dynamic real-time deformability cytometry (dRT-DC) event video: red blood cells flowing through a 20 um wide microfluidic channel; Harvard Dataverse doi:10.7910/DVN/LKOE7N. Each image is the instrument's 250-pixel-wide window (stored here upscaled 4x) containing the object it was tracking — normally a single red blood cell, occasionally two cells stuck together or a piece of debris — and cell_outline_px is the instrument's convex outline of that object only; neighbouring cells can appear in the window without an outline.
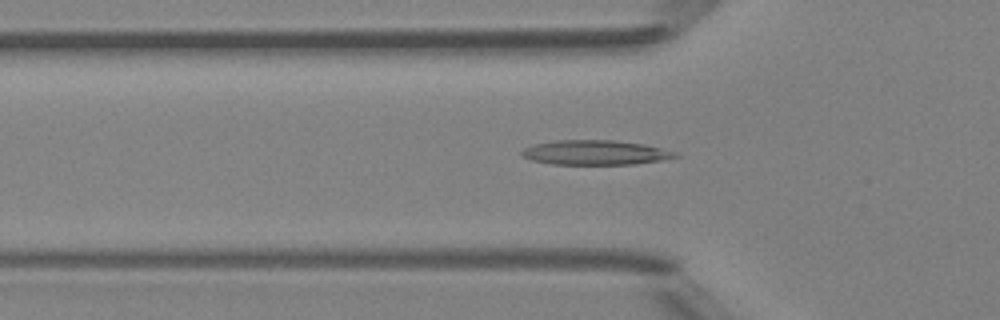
{"species": "Egyptian fruit bat (a non-hibernating species)", "species_latin": "Rousettus aegyptiacus", "temperature_condition": "room temperature", "stored_images_in_passage": 50, "camera_frame_rate_fps": 3000, "um_per_image_px": 0.085, "animal": {"sex": "female"}, "frame": {"image": 1, "passage_image": 17, "time_ms": 5.333, "image_size_px": [1000, 320], "cell_outline_px": [[680, 156], [660, 160], [636, 164], [552, 164], [532, 160], [520, 156], [520, 152], [524, 148], [536, 144], [556, 140], [612, 140], [644, 144], [676, 152]], "centroid_in_image_um": [50.57, 12.97], "position_along_channel_um": 75.2, "area_um2": 21.91}}
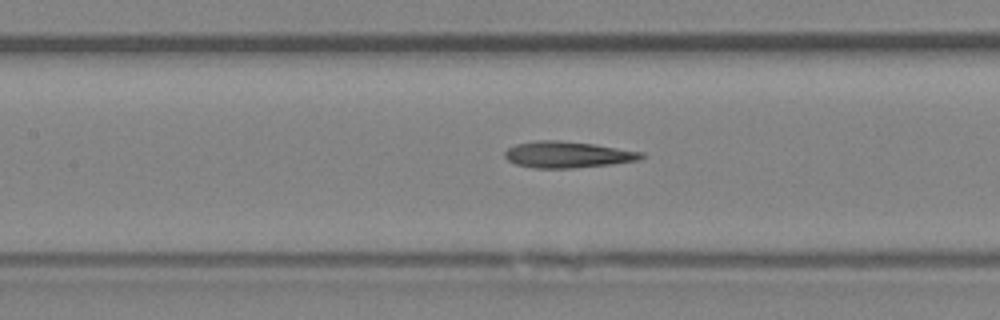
{"frame": {"image": 2, "passage_image": 23, "time_ms": 7.333, "image_size_px": [1000, 320], "cell_outline_px": [[644, 156], [640, 160], [612, 164], [572, 168], [532, 168], [516, 164], [508, 160], [504, 156], [504, 152], [508, 148], [516, 144], [536, 140], [560, 140], [592, 144], [644, 152]], "centroid_in_image_um": [48.23, 13.14], "position_along_channel_um": 159.2, "area_um2": 20.98}}
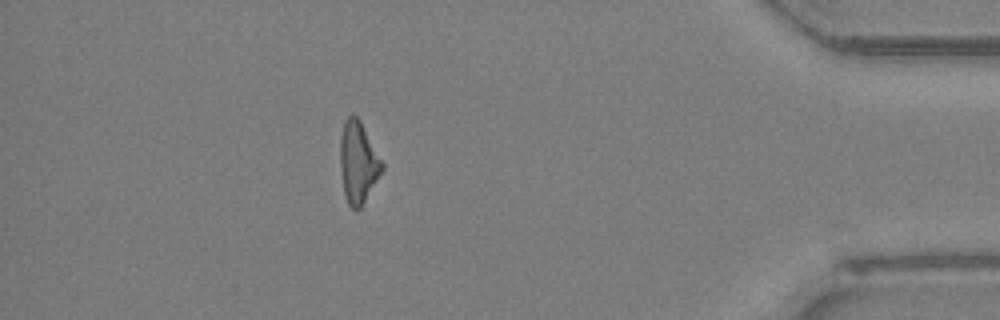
{"frame": {"image": 3, "passage_image": 44, "time_ms": 14.333, "image_size_px": [1000, 320], "cell_outline_px": [[384, 168], [360, 208], [352, 208], [348, 204], [344, 196], [340, 168], [340, 136], [344, 120], [348, 116], [356, 116], [360, 120], [384, 164]], "centroid_in_image_um": [30.42, 13.79], "position_along_channel_um": 404.8, "area_um2": 19.77}, "authors_computed_cell_mechanics": {"area_um2": 20.9525, "velocity_mm_per_s": 4.1926, "shape_relaxation_time_tau1_ms": 9.457, "shape_relaxation_time_tau2_ms": 4.5948, "deformation_change_tau1": 0.2276, "deformation_change_tau2": 0.174}}